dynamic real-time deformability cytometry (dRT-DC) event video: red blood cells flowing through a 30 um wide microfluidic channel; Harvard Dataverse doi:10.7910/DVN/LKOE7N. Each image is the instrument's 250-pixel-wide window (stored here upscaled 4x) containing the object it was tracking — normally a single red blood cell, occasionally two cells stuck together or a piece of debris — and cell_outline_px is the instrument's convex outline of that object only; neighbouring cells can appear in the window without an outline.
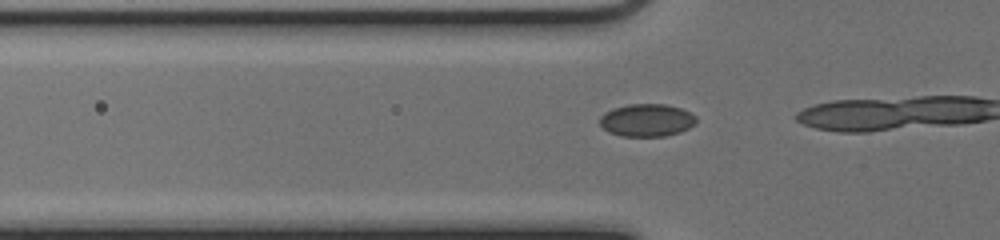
{"species": "common noctule bat (a hibernating species)", "species_latin": "Nyctalus noctula", "temperature_condition": "cold", "stored_images_in_passage": 17, "camera_frame_rate_fps": 3000, "um_per_image_px": 0.085, "animal": {"sex": "female", "body_mass_g": 17.0, "forearm_length_mm": 48.0}, "frame": {"image": 1, "passage_image": 14, "time_ms": 4.333, "image_size_px": [1000, 240], "cell_outline_px": [[696, 124], [680, 132], [664, 136], [620, 136], [608, 132], [600, 124], [600, 116], [604, 112], [612, 108], [628, 104], [664, 104], [680, 108], [696, 116]], "centroid_in_image_um": [54.95, 10.21], "position_along_channel_um": 70.8, "area_um2": 18.38}}